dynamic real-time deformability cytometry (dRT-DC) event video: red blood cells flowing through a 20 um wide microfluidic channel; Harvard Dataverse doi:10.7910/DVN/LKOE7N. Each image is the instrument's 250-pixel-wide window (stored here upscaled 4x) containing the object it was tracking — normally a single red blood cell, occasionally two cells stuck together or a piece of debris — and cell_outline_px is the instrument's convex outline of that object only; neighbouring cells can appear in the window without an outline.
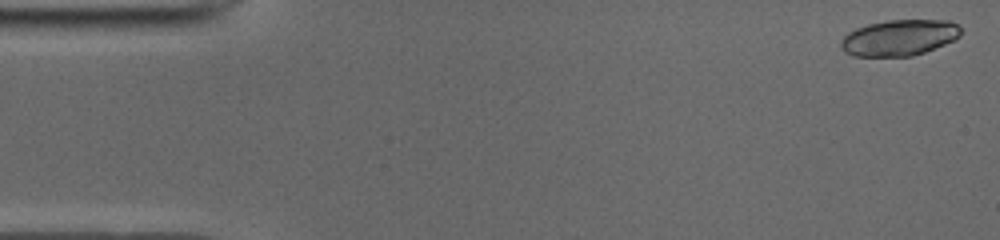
{"species": "common noctule bat (a hibernating species)", "species_latin": "Nyctalus noctula", "temperature_condition": "cold", "stored_images_in_passage": 50, "camera_frame_rate_fps": 3000, "um_per_image_px": 0.085, "animal": {"sex": "male", "body_mass_g": 19.0, "forearm_length_mm": 50.8}, "frame": {"image": 1, "passage_image": 1, "time_ms": 0.0, "image_size_px": [1000, 240], "cell_outline_px": [[960, 36], [956, 40], [924, 52], [912, 56], [852, 56], [844, 52], [840, 48], [840, 40], [848, 32], [856, 28], [868, 24], [888, 20], [948, 20], [956, 24], [960, 28]], "centroid_in_image_um": [76.41, 3.21], "position_along_channel_um": 8.6, "area_um2": 25.32}}
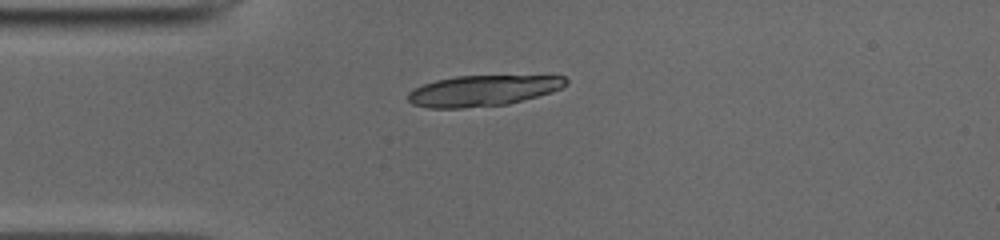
{"frame": {"image": 2, "passage_image": 12, "time_ms": 3.667, "image_size_px": [1000, 240], "cell_outline_px": [[568, 84], [552, 92], [508, 104], [464, 108], [428, 108], [412, 104], [408, 100], [408, 92], [424, 84], [436, 80], [456, 76], [564, 76], [568, 80]], "centroid_in_image_um": [41.03, 7.71], "position_along_channel_um": 44.0, "area_um2": 28.21}}